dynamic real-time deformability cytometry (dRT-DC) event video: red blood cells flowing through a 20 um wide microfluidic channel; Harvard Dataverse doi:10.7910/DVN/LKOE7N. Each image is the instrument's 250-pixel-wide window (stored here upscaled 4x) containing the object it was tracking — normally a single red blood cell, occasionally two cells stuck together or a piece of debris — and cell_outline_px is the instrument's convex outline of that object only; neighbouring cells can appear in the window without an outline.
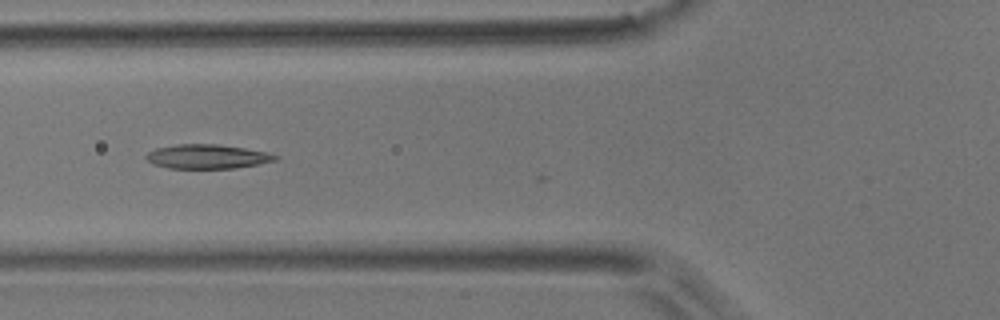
{"species": "common noctule bat (a hibernating species)", "species_latin": "Nyctalus noctula", "temperature_condition": "room temperature", "stored_images_in_passage": 38, "camera_frame_rate_fps": 3000, "um_per_image_px": 0.085, "animal": {"sex": "male", "body_mass_g": 17.9}, "frame": {"image": 1, "passage_image": 8, "time_ms": 2.333, "image_size_px": [1000, 320], "cell_outline_px": [[260, 160], [248, 164], [220, 168], [184, 168], [168, 164], [172, 148], [236, 148], [256, 152]], "centroid_in_image_um": [17.95, 13.4], "position_along_channel_um": 107.8, "area_um2": 11.39}}
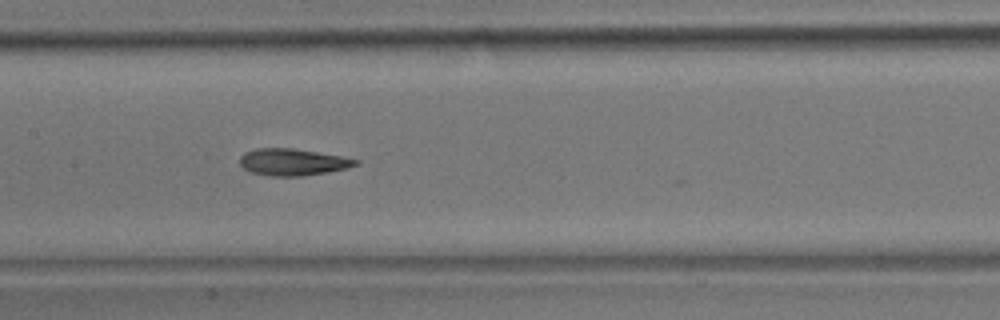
{"frame": {"image": 2, "passage_image": 14, "time_ms": 4.333, "image_size_px": [1000, 320], "cell_outline_px": [[352, 164], [336, 168], [316, 172], [264, 172], [252, 168], [244, 164], [248, 156], [256, 152], [304, 152], [352, 160]], "centroid_in_image_um": [24.97, 13.78], "position_along_channel_um": 182.4, "area_um2": 12.37}}
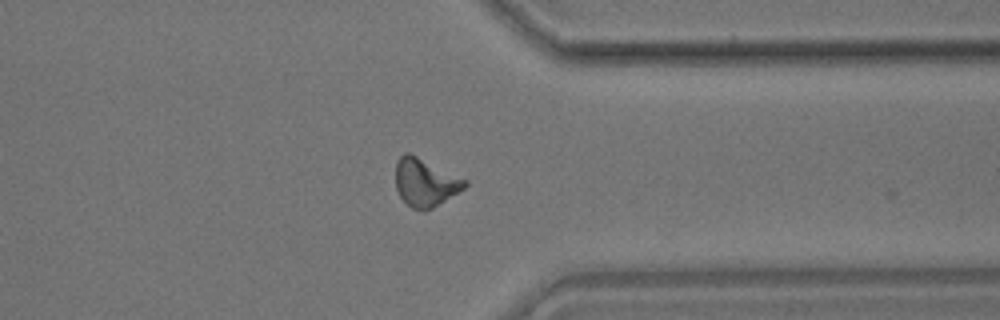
{"frame": {"image": 3, "passage_image": 30, "time_ms": 9.667, "image_size_px": [1000, 320], "cell_outline_px": [[464, 184], [460, 188], [428, 208], [400, 164], [400, 160], [404, 156], [412, 156]], "centroid_in_image_um": [36.47, 15.35], "position_along_channel_um": 374.9, "area_um2": 11.33}}